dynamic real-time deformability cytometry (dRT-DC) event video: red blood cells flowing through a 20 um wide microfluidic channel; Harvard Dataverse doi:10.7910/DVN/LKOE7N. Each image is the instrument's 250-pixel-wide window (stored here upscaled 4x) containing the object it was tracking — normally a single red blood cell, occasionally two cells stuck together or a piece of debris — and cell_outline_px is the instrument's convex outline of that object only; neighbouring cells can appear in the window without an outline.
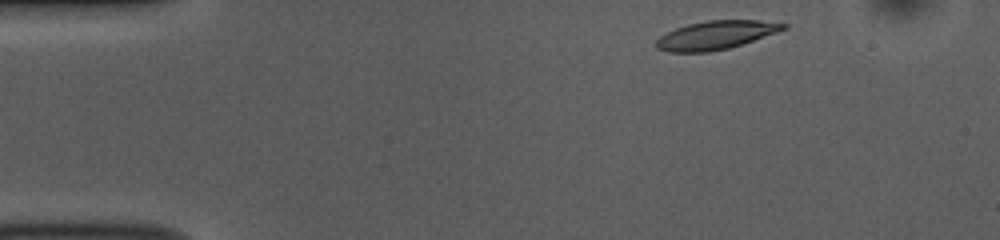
{"species": "common noctule bat (a hibernating species)", "species_latin": "Nyctalus noctula", "temperature_condition": "room temperature", "stored_images_in_passage": 46, "camera_frame_rate_fps": 3000, "um_per_image_px": 0.085, "animal": {"sex": "female", "body_mass_g": 10.0, "forearm_length_mm": 53.1}, "frame": {"image": 1, "passage_image": 1, "time_ms": 0.0, "image_size_px": [1000, 240], "cell_outline_px": [[788, 28], [728, 48], [708, 52], [668, 52], [656, 48], [656, 40], [660, 36], [676, 28], [688, 24], [708, 20], [756, 20], [788, 24]], "centroid_in_image_um": [60.81, 2.98], "position_along_channel_um": 24.2, "area_um2": 20.81}}
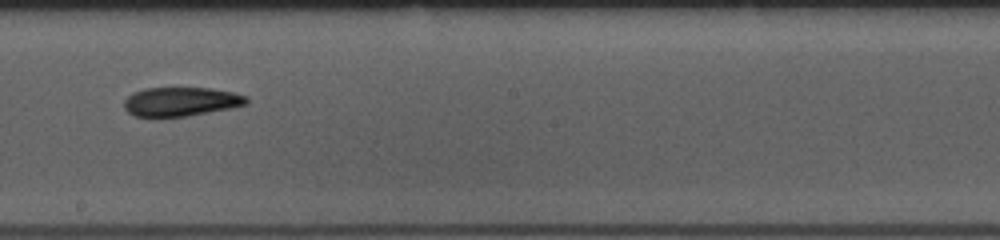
{"frame": {"image": 2, "passage_image": 23, "time_ms": 7.333, "image_size_px": [1000, 240], "cell_outline_px": [[248, 104], [232, 108], [184, 116], [132, 116], [124, 108], [124, 100], [132, 92], [144, 88], [212, 88], [232, 92], [248, 96]], "centroid_in_image_um": [15.38, 8.63], "position_along_channel_um": 232.8, "area_um2": 20.69}}
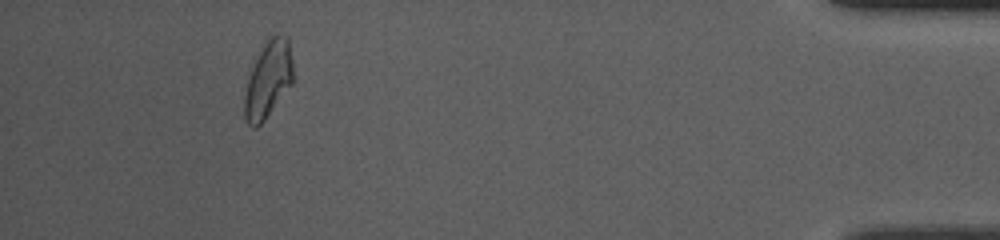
{"frame": {"image": 3, "passage_image": 42, "time_ms": 13.667, "image_size_px": [1000, 240], "cell_outline_px": [[292, 84], [264, 120], [256, 128], [248, 124], [244, 116], [244, 96], [248, 76], [264, 44], [272, 36], [280, 32], [288, 36], [292, 60]], "centroid_in_image_um": [22.8, 6.75], "position_along_channel_um": 412.4, "area_um2": 21.5}, "authors_computed_cell_mechanics": {"area_um2": 21.3282, "velocity_mm_per_s": 3.7851, "shape_relaxation_time_tau1_ms": null, "shape_relaxation_time_tau2_ms": 7.2775, "deformation_change_tau1": null, "deformation_change_tau2": 0.1617}}